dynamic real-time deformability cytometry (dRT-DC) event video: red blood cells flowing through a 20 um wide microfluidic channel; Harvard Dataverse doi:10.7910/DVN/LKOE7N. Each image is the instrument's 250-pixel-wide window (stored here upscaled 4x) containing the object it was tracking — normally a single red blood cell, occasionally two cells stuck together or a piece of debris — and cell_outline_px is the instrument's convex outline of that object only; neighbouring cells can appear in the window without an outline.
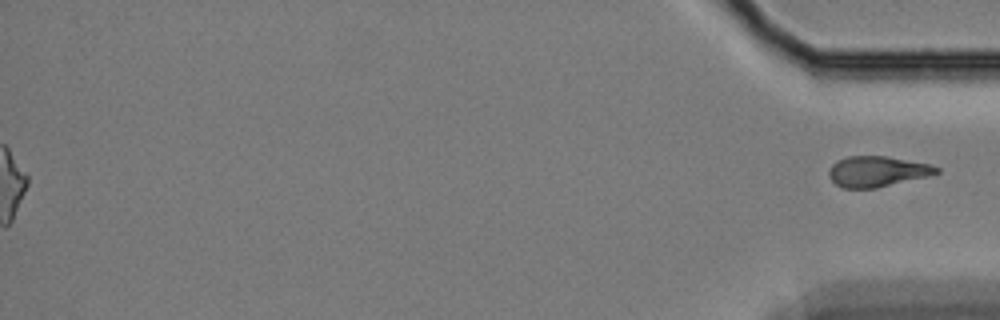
{"species": "Egyptian fruit bat (a non-hibernating species)", "species_latin": "Rousettus aegyptiacus", "temperature_condition": "cold", "stored_images_in_passage": 47, "segment_of_instrument_passage": [2, 2], "camera_frame_rate_fps": 3000, "um_per_image_px": 0.085, "animal": {"sex": "female"}, "frame": {"image": 1, "passage_image": 47, "time_ms": 15.333, "image_size_px": [1000, 320], "cell_outline_px": [[940, 172], [928, 176], [876, 188], [844, 188], [836, 184], [828, 176], [828, 172], [832, 164], [836, 160], [848, 156], [884, 156], [928, 164], [940, 168]], "centroid_in_image_um": [74.53, 14.57], "position_along_channel_um": 360.7, "area_um2": 19.02}}